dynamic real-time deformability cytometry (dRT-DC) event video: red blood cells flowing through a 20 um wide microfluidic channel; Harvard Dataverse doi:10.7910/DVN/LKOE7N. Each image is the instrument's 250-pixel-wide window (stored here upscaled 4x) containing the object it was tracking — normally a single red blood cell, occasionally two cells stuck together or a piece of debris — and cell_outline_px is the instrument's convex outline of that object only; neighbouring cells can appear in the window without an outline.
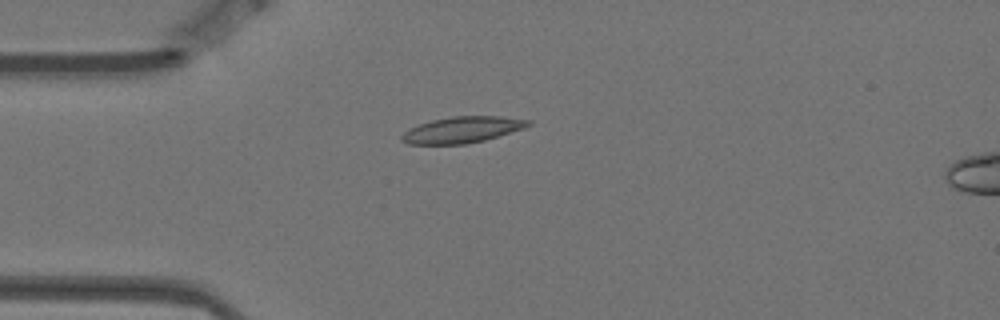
{"species": "Egyptian fruit bat (a non-hibernating species)", "species_latin": "Rousettus aegyptiacus", "temperature_condition": "warm", "stored_images_in_passage": 10, "camera_frame_rate_fps": 3000, "um_per_image_px": 0.085, "animal": {"sex": "female"}, "frame": {"image": 1, "passage_image": 1, "time_ms": 0.0, "image_size_px": [1000, 320], "cell_outline_px": [[532, 124], [524, 128], [484, 140], [464, 144], [408, 144], [400, 140], [400, 136], [404, 132], [420, 124], [432, 120], [452, 116], [500, 116], [532, 120]], "centroid_in_image_um": [39.3, 11.02], "position_along_channel_um": 45.7, "area_um2": 19.19}}
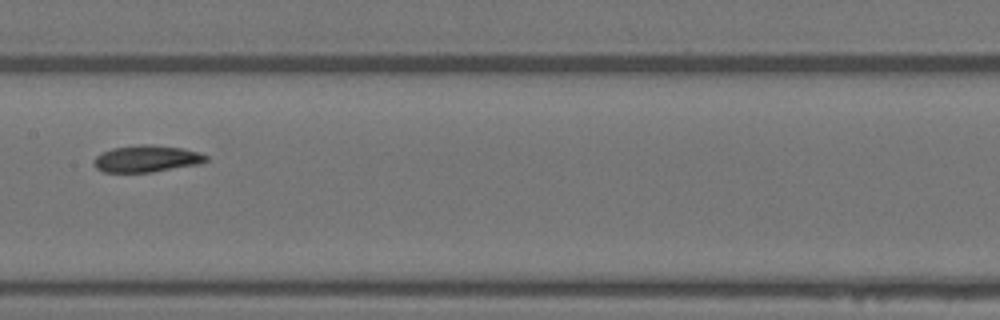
{"frame": {"image": 2, "passage_image": 5, "time_ms": 1.333, "image_size_px": [1000, 320], "cell_outline_px": [[208, 160], [200, 164], [152, 172], [104, 172], [96, 168], [92, 164], [92, 160], [100, 152], [112, 148], [140, 144], [152, 144], [180, 148], [200, 152], [208, 156]], "centroid_in_image_um": [12.44, 13.49], "position_along_channel_um": 195.0, "area_um2": 17.74}}
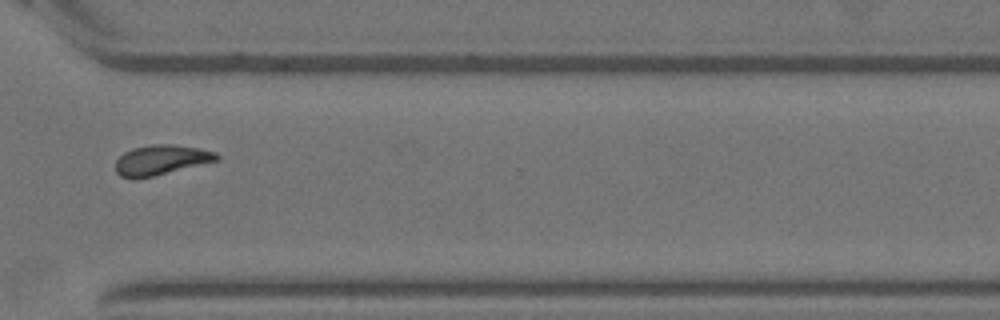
{"frame": {"image": 3, "passage_image": 9, "time_ms": 2.667, "image_size_px": [1000, 320], "cell_outline_px": [[220, 160], [136, 180], [132, 180], [120, 176], [116, 172], [116, 160], [124, 152], [132, 148], [152, 144], [172, 144], [200, 148], [216, 152], [220, 156]], "centroid_in_image_um": [13.69, 13.6], "position_along_channel_um": 356.9, "area_um2": 17.92}}